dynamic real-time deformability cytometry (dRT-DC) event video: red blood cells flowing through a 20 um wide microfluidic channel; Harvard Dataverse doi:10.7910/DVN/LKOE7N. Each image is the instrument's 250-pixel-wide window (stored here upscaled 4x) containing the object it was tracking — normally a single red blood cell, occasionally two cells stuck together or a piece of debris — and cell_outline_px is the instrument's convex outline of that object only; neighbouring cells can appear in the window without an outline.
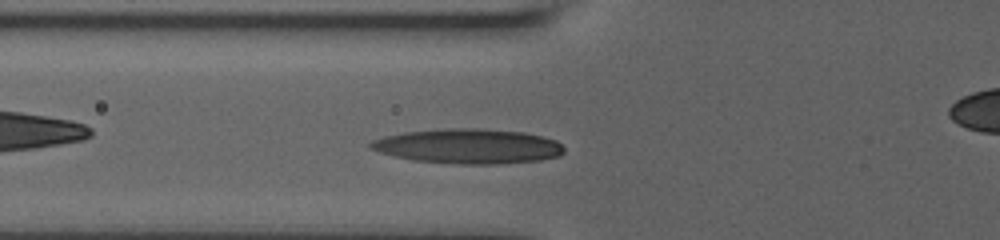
{"species": "human", "species_latin": "Homo sapiens", "temperature_condition": "room temperature", "stored_images_in_passage": 41, "camera_frame_rate_fps": 3000, "um_per_image_px": 0.085, "donor": {"sex": "male"}, "frame": {"image": 1, "passage_image": 3, "time_ms": 0.667, "image_size_px": [1000, 240], "cell_outline_px": [[564, 152], [560, 156], [540, 160], [500, 164], [456, 164], [416, 160], [396, 156], [380, 152], [368, 148], [368, 144], [372, 140], [384, 136], [404, 132], [448, 128], [476, 128], [524, 132], [556, 140], [564, 148]], "centroid_in_image_um": [39.81, 12.43], "position_along_channel_um": 86.0, "area_um2": 39.19}}
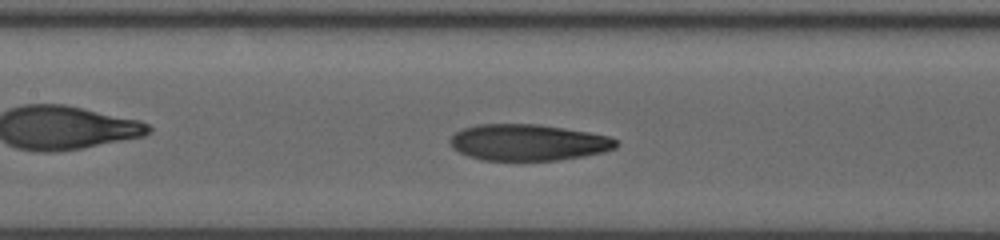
{"frame": {"image": 2, "passage_image": 10, "time_ms": 2.667, "image_size_px": [1000, 240], "cell_outline_px": [[620, 144], [616, 148], [604, 152], [584, 156], [560, 160], [484, 160], [468, 156], [452, 148], [448, 140], [456, 132], [464, 128], [476, 124], [540, 124], [588, 132], [608, 136], [616, 140]], "centroid_in_image_um": [44.9, 12.1], "position_along_channel_um": 162.5, "area_um2": 35.26}}
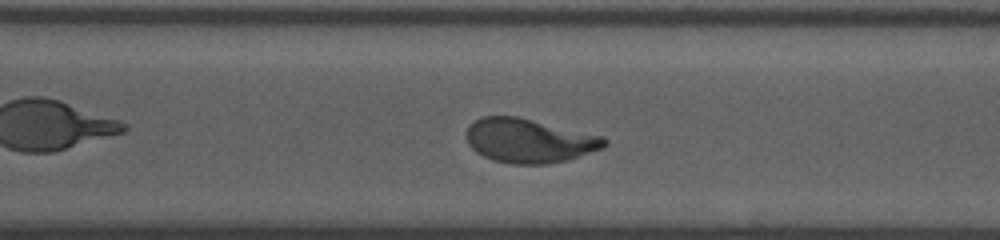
{"frame": {"image": 3, "passage_image": 26, "time_ms": 7.0, "image_size_px": [1000, 240], "cell_outline_px": [[608, 144], [600, 148], [564, 160], [544, 164], [512, 164], [492, 160], [476, 152], [468, 144], [464, 136], [468, 124], [484, 116], [516, 116], [604, 136], [608, 140]], "centroid_in_image_um": [44.91, 11.94], "position_along_channel_um": 325.7, "area_um2": 35.32}}